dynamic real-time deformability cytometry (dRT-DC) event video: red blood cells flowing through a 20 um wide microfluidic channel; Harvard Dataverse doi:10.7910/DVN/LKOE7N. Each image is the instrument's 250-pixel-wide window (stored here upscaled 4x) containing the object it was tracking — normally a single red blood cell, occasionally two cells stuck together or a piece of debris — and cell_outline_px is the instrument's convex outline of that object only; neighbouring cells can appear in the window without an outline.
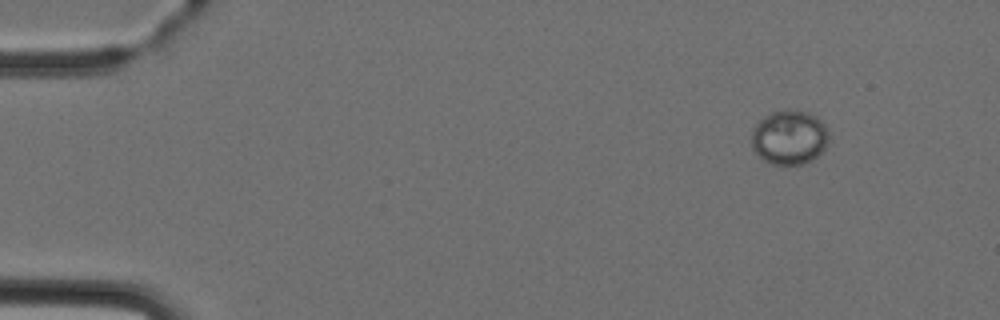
{"species": "Egyptian fruit bat (a non-hibernating species)", "species_latin": "Rousettus aegyptiacus", "temperature_condition": "cold", "stored_images_in_passage": 6, "camera_frame_rate_fps": 3000, "um_per_image_px": 0.085, "animal": {"sex": "female"}, "frame": {"image": 1, "passage_image": 1, "time_ms": 0.0, "image_size_px": [1000, 320], "cell_outline_px": [[828, 140], [824, 148], [812, 160], [804, 164], [768, 164], [752, 148], [752, 128], [764, 116], [772, 112], [788, 108], [796, 108], [808, 112], [816, 116], [824, 124], [828, 132]], "centroid_in_image_um": [67.08, 11.64], "position_along_channel_um": 17.9, "area_um2": 24.68}}
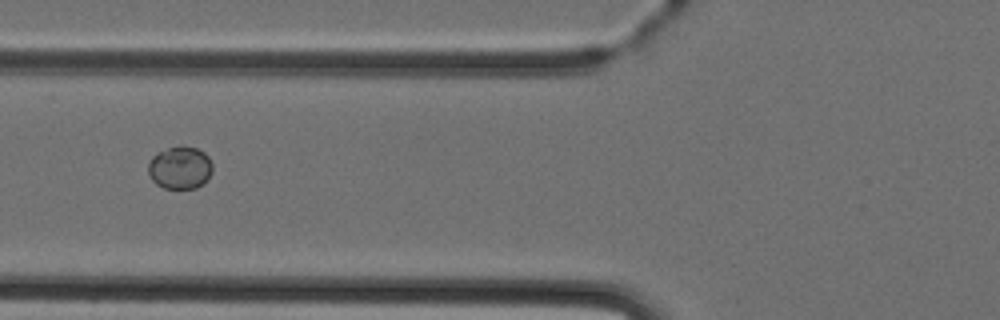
{"frame": {"image": 2, "passage_image": 5, "time_ms": 4.667, "image_size_px": [1000, 320], "cell_outline_px": [[212, 172], [204, 184], [196, 188], [164, 188], [156, 184], [152, 180], [148, 172], [148, 164], [152, 156], [156, 152], [180, 144], [196, 148], [204, 152], [208, 156], [212, 164]], "centroid_in_image_um": [15.3, 14.24], "position_along_channel_um": 110.5, "area_um2": 16.24}}
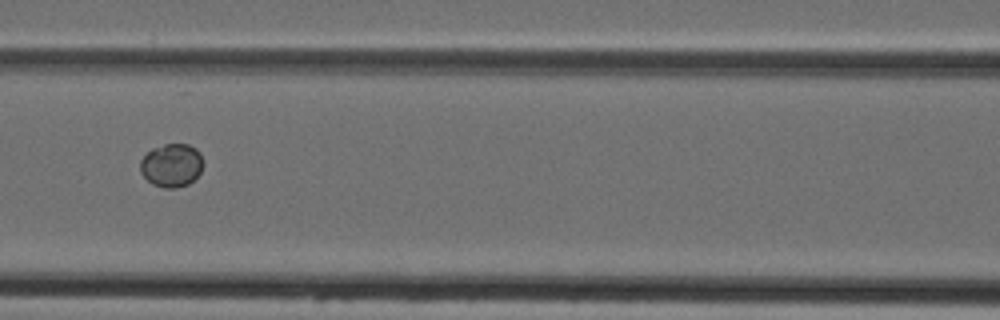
{"frame": {"image": 3, "passage_image": 6, "time_ms": 5.667, "image_size_px": [1000, 320], "cell_outline_px": [[204, 164], [200, 172], [188, 184], [176, 188], [164, 188], [152, 184], [140, 172], [140, 160], [152, 148], [164, 144], [188, 144], [196, 148], [200, 152]], "centroid_in_image_um": [14.59, 14.04], "position_along_channel_um": 152.0, "area_um2": 15.95}}